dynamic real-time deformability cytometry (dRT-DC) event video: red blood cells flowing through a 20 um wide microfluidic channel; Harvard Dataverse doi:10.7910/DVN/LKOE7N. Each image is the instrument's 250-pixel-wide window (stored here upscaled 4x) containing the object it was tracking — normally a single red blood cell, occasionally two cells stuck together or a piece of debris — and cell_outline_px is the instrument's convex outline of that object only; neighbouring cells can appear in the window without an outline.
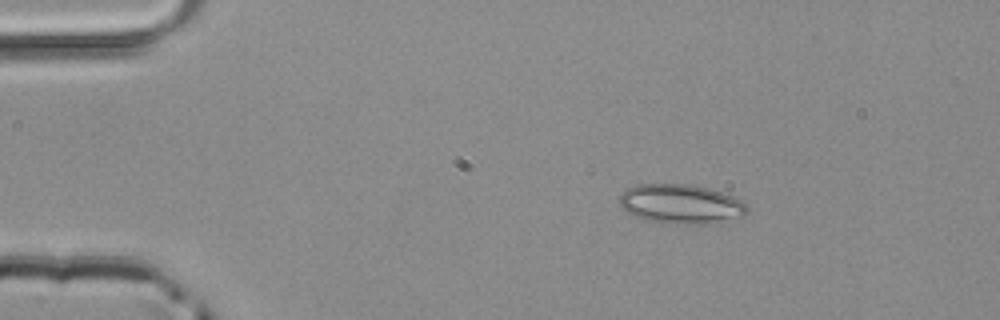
{"species": "common noctule bat (a hibernating species)", "species_latin": "Nyctalus noctula", "temperature_condition": "room temperature", "stored_images_in_passage": 48, "camera_frame_rate_fps": 3000, "um_per_image_px": 0.085, "animal": {"sex": "male", "body_mass_g": 20.4}, "frame": {"image": 1, "passage_image": 8, "time_ms": 2.333, "image_size_px": [1000, 320], "cell_outline_px": [[748, 212], [744, 216], [704, 224], [676, 224], [644, 220], [632, 216], [620, 204], [620, 192], [636, 184], [692, 184], [712, 188], [732, 196], [740, 200], [748, 208]], "centroid_in_image_um": [57.85, 17.33], "position_along_channel_um": 27.1, "area_um2": 29.48}}
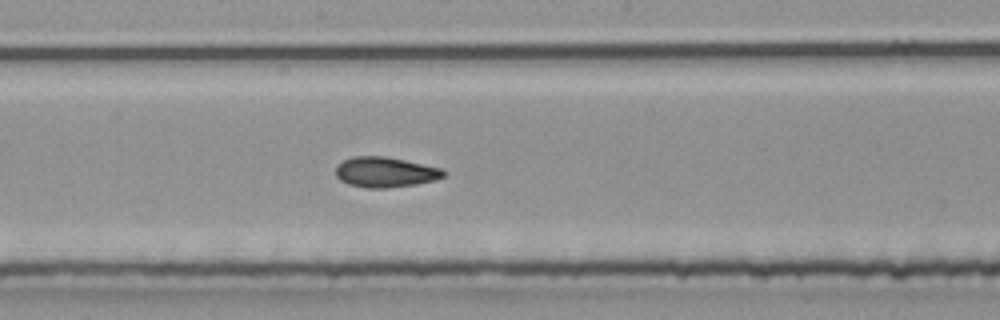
{"frame": {"image": 2, "passage_image": 26, "time_ms": 8.333, "image_size_px": [1000, 320], "cell_outline_px": [[444, 176], [432, 180], [416, 184], [388, 188], [364, 188], [348, 184], [340, 180], [336, 176], [336, 164], [352, 156], [384, 156], [404, 160], [440, 168], [444, 172]], "centroid_in_image_um": [32.67, 14.63], "position_along_channel_um": 215.5, "area_um2": 18.9}}
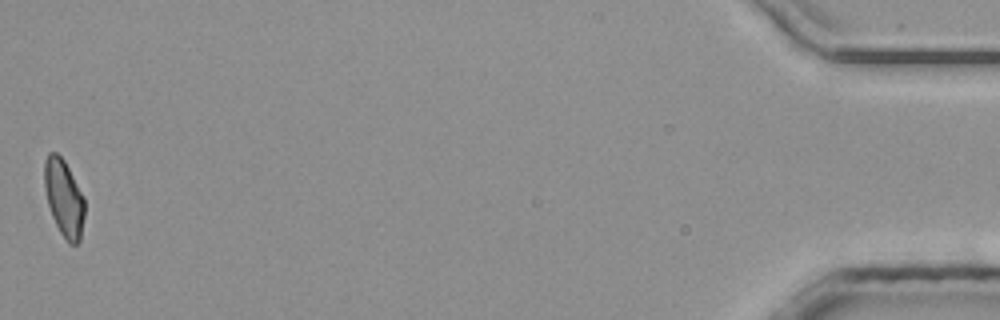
{"frame": {"image": 3, "passage_image": 48, "time_ms": 15.667, "image_size_px": [1000, 320], "cell_outline_px": [[84, 216], [80, 240], [76, 244], [68, 244], [64, 240], [52, 216], [48, 204], [44, 188], [44, 160], [48, 152], [56, 152], [64, 160], [84, 196]], "centroid_in_image_um": [5.42, 16.83], "position_along_channel_um": 429.8, "area_um2": 18.15}}